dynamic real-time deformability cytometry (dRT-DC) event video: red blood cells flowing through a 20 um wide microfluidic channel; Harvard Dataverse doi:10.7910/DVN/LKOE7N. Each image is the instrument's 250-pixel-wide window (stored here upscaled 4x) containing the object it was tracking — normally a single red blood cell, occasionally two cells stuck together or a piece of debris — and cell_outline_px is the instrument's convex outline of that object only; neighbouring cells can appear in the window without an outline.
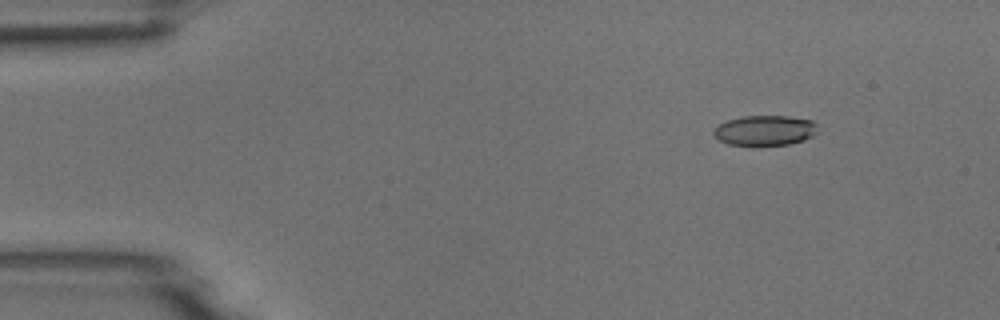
{"species": "common noctule bat (a hibernating species)", "species_latin": "Nyctalus noctula", "temperature_condition": "room temperature", "stored_images_in_passage": 5, "camera_frame_rate_fps": 3000, "um_per_image_px": 0.085, "animal": {"sex": "male", "body_mass_g": 18.8}, "frame": {"image": 1, "passage_image": 2, "time_ms": 0.333, "image_size_px": [1000, 320], "cell_outline_px": [[816, 132], [812, 136], [804, 140], [788, 144], [728, 144], [720, 140], [712, 132], [712, 128], [728, 120], [744, 116], [788, 116], [812, 120], [816, 124]], "centroid_in_image_um": [65.01, 11.06], "position_along_channel_um": 20.0, "area_um2": 17.92}}
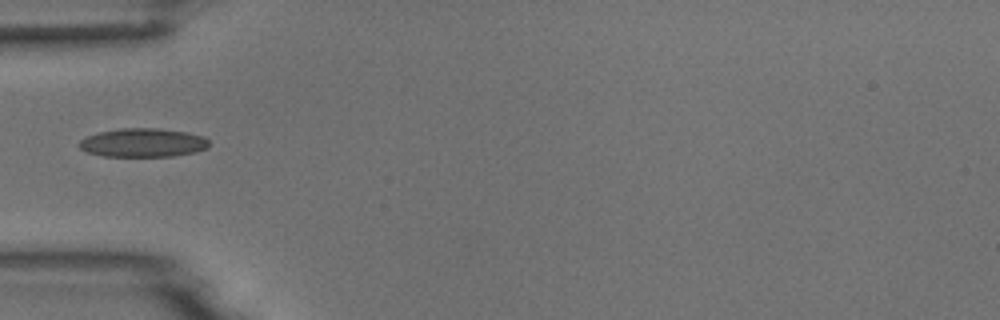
{"frame": {"image": 2, "passage_image": 5, "time_ms": 1.333, "image_size_px": [1000, 320], "cell_outline_px": [[208, 148], [196, 152], [172, 156], [104, 156], [88, 152], [80, 148], [80, 140], [88, 136], [100, 132], [120, 128], [160, 128], [184, 132], [204, 136], [208, 140]], "centroid_in_image_um": [12.18, 12.13], "position_along_channel_um": 72.8, "area_um2": 21.56}}